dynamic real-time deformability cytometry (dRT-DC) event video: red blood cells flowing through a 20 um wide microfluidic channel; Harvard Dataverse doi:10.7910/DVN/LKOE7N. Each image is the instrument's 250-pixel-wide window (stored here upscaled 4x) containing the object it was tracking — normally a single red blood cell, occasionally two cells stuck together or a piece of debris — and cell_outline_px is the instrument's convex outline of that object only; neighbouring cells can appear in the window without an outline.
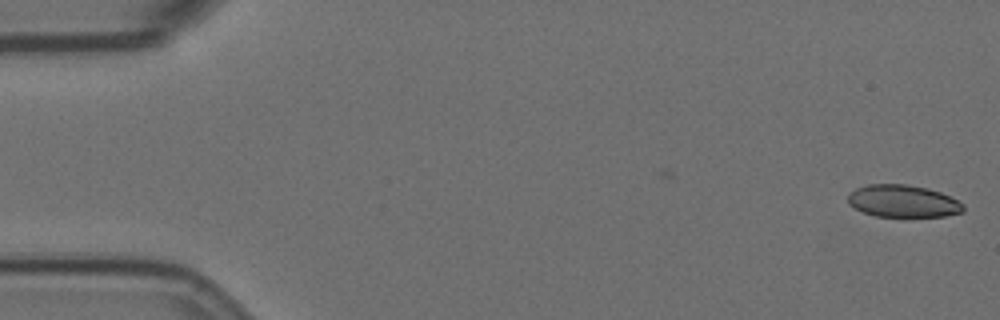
{"species": "Egyptian fruit bat (a non-hibernating species)", "species_latin": "Rousettus aegyptiacus", "temperature_condition": "room temperature", "stored_images_in_passage": 51, "camera_frame_rate_fps": 3000, "um_per_image_px": 0.085, "animal": {"sex": "female"}, "frame": {"image": 1, "passage_image": 1, "time_ms": 0.0, "image_size_px": [1000, 320], "cell_outline_px": [[964, 212], [944, 216], [904, 220], [876, 216], [864, 212], [848, 204], [848, 192], [856, 188], [868, 184], [904, 184], [928, 188], [940, 192], [964, 204]], "centroid_in_image_um": [76.76, 17.15], "position_along_channel_um": 8.2, "area_um2": 22.6}}
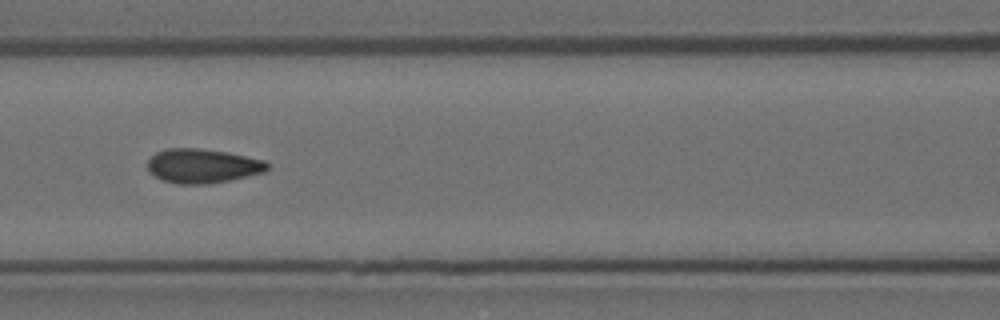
{"frame": {"image": 2, "passage_image": 24, "time_ms": 7.667, "image_size_px": [1000, 320], "cell_outline_px": [[268, 168], [264, 172], [228, 180], [208, 184], [176, 184], [152, 176], [148, 172], [148, 160], [156, 152], [168, 148], [200, 148], [228, 152], [264, 160], [268, 164]], "centroid_in_image_um": [17.18, 14.1], "position_along_channel_um": 149.4, "area_um2": 23.93}}
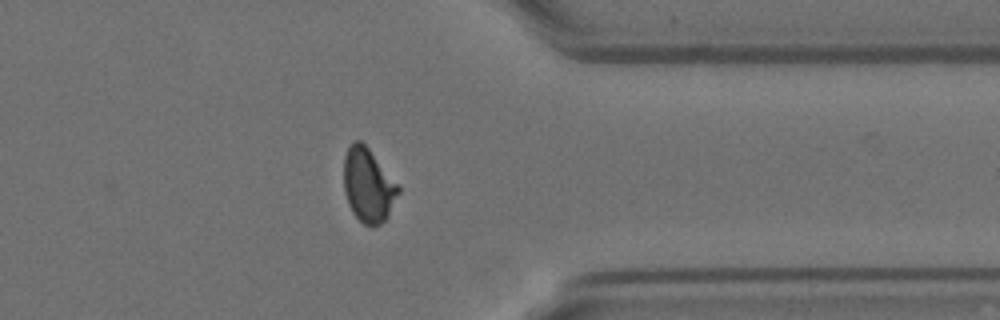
{"frame": {"image": 3, "passage_image": 44, "time_ms": 14.333, "image_size_px": [1000, 320], "cell_outline_px": [[400, 192], [388, 216], [380, 224], [372, 228], [364, 224], [352, 212], [348, 204], [344, 192], [344, 156], [352, 140], [360, 140], [368, 148], [400, 188]], "centroid_in_image_um": [31.28, 15.77], "position_along_channel_um": 380.1, "area_um2": 23.35}}